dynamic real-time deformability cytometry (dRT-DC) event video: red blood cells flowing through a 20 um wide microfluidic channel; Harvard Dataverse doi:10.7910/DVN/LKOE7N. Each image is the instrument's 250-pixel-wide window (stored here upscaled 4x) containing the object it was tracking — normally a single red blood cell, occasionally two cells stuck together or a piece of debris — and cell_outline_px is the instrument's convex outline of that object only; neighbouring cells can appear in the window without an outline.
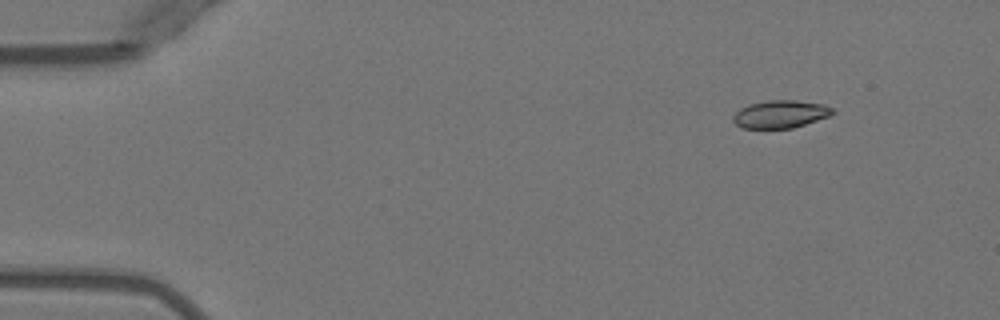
{"species": "Egyptian fruit bat (a non-hibernating species)", "species_latin": "Rousettus aegyptiacus", "temperature_condition": "warm", "stored_images_in_passage": 8, "camera_frame_rate_fps": 3000, "um_per_image_px": 0.085, "animal": {"sex": "female"}, "frame": {"image": 1, "passage_image": 2, "time_ms": 1.333, "image_size_px": [1000, 320], "cell_outline_px": [[836, 112], [828, 116], [792, 128], [744, 128], [736, 124], [732, 120], [732, 116], [740, 108], [748, 104], [768, 100], [796, 100], [824, 104], [832, 108]], "centroid_in_image_um": [66.32, 9.69], "position_along_channel_um": 18.7, "area_um2": 16.01}}
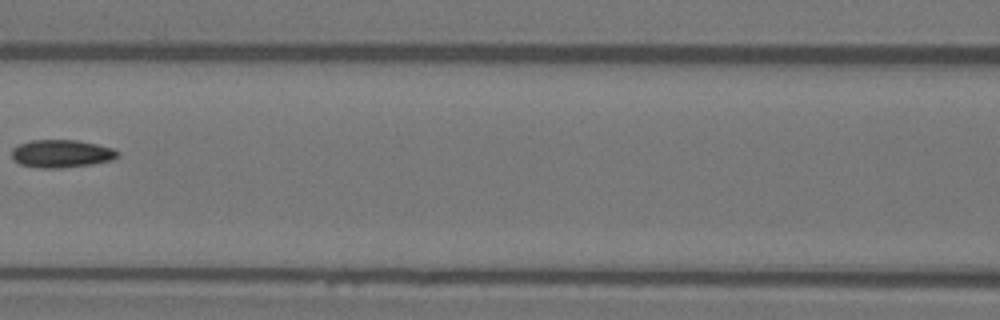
{"frame": {"image": 2, "passage_image": 7, "time_ms": 7.333, "image_size_px": [1000, 320], "cell_outline_px": [[120, 156], [112, 160], [92, 164], [60, 168], [40, 168], [20, 164], [12, 156], [12, 148], [20, 144], [32, 140], [76, 140], [96, 144], [112, 148], [120, 152]], "centroid_in_image_um": [5.25, 13.06], "position_along_channel_um": 161.3, "area_um2": 17.11}}
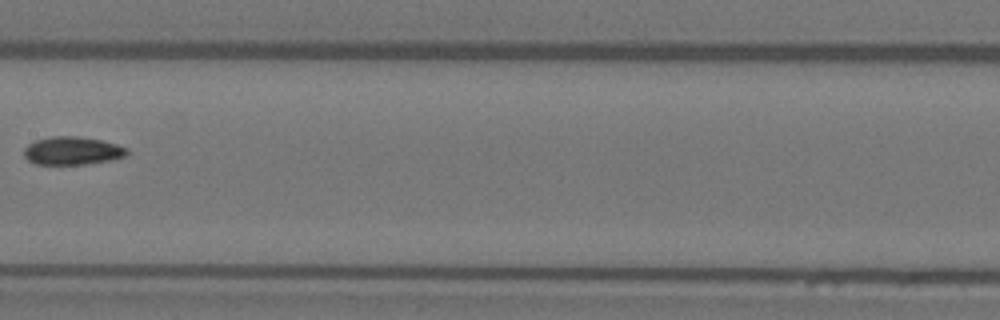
{"frame": {"image": 3, "passage_image": 8, "time_ms": 8.333, "image_size_px": [1000, 320], "cell_outline_px": [[128, 152], [124, 156], [108, 160], [84, 164], [36, 164], [28, 160], [24, 156], [24, 148], [28, 144], [36, 140], [52, 136], [76, 136], [100, 140], [116, 144], [128, 148]], "centroid_in_image_um": [6.11, 12.81], "position_along_channel_um": 201.3, "area_um2": 16.65}}